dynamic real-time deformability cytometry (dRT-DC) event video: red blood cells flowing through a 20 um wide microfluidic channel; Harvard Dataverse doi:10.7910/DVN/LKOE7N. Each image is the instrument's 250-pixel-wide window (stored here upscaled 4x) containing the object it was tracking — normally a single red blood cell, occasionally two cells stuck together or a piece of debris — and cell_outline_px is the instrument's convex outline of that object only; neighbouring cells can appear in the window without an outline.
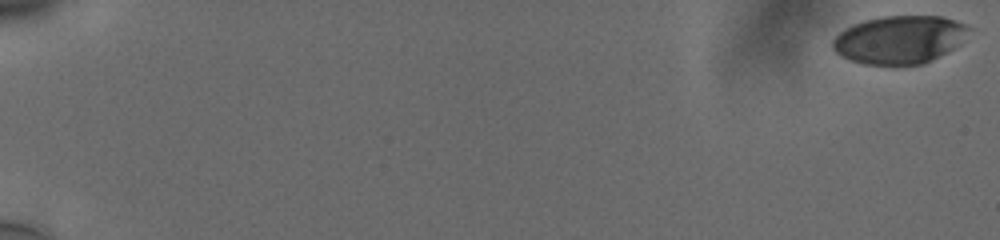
{"species": "human", "species_latin": "Homo sapiens", "temperature_condition": "cold", "stored_images_in_passage": 58, "camera_frame_rate_fps": 3000, "um_per_image_px": 0.085, "donor": {"sex": "male"}, "frame": {"image": 1, "passage_image": 1, "time_ms": 0.0, "image_size_px": [1000, 240], "cell_outline_px": [[972, 28], [952, 48], [932, 60], [924, 64], [864, 64], [840, 56], [832, 48], [832, 40], [840, 32], [864, 20], [880, 16], [944, 16], [964, 24]], "centroid_in_image_um": [76.43, 3.36], "position_along_channel_um": 8.6, "area_um2": 37.57}}
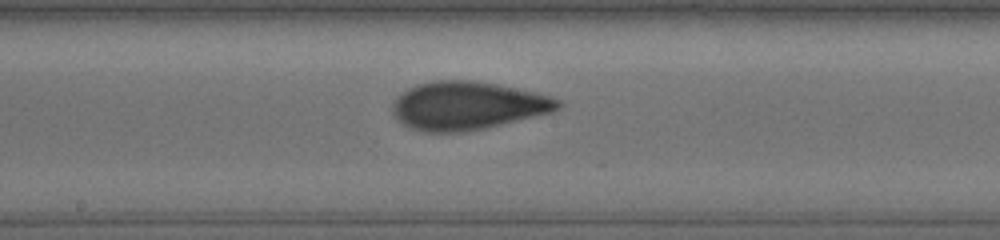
{"frame": {"image": 2, "passage_image": 34, "time_ms": 11.0, "image_size_px": [1000, 240], "cell_outline_px": [[564, 104], [560, 108], [552, 112], [484, 128], [464, 132], [424, 132], [408, 128], [396, 120], [392, 112], [392, 104], [396, 96], [408, 88], [416, 84], [436, 80], [472, 80], [496, 84], [536, 92], [560, 100]], "centroid_in_image_um": [39.69, 8.98], "position_along_channel_um": 208.5, "area_um2": 46.7}}
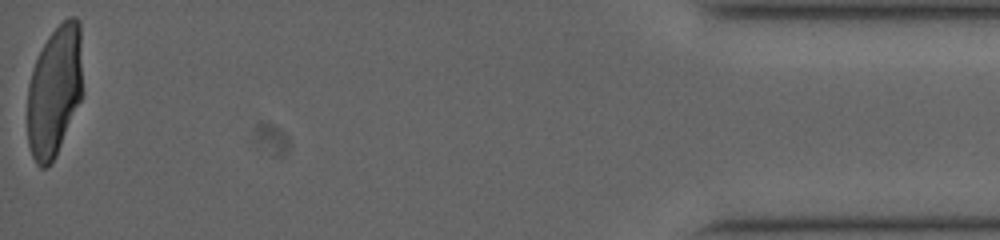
{"frame": {"image": 3, "passage_image": 58, "time_ms": 19.0, "image_size_px": [1000, 240], "cell_outline_px": [[84, 92], [56, 156], [48, 168], [40, 168], [36, 164], [32, 156], [28, 144], [28, 84], [32, 68], [48, 36], [68, 16], [76, 16], [80, 20]], "centroid_in_image_um": [4.67, 7.73], "position_along_channel_um": 430.5, "area_um2": 42.89}, "authors_computed_cell_mechanics": {"area_um2": 43.5812, "velocity_mm_per_s": 3.7578, "shape_relaxation_time_tau1_ms": 8.0699, "shape_relaxation_time_tau2_ms": 1.0713, "deformation_change_tau1": 0.2427, "deformation_change_tau2": 0.0695}}